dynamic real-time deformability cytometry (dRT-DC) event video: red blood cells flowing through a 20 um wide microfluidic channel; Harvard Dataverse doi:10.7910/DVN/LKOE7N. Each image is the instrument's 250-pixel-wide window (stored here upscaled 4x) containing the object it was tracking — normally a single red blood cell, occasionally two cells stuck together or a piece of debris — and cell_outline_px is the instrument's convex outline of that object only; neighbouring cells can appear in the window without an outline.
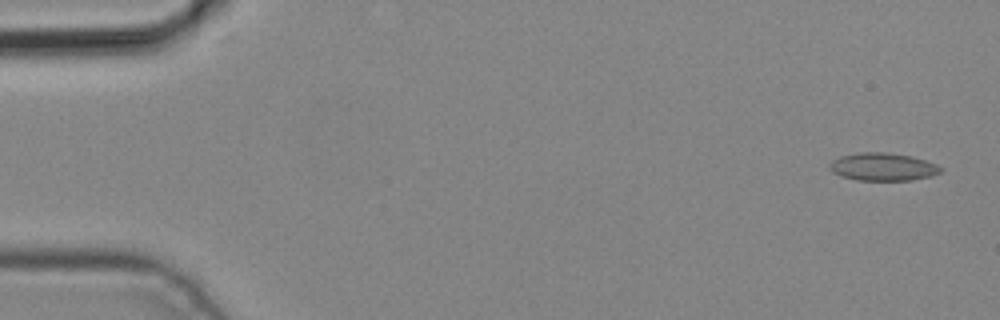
{"species": "common noctule bat (a hibernating species)", "species_latin": "Nyctalus noctula", "temperature_condition": "cold", "stored_images_in_passage": 5, "camera_frame_rate_fps": 3000, "um_per_image_px": 0.085, "animal": {"sex": "male", "body_mass_g": 19.2, "forearm_length_mm": 51.8}, "frame": {"image": 1, "passage_image": 1, "time_ms": 0.0, "image_size_px": [1000, 320], "cell_outline_px": [[944, 168], [940, 172], [932, 176], [912, 180], [856, 180], [840, 176], [832, 172], [828, 168], [828, 164], [832, 160], [840, 156], [860, 152], [884, 152], [912, 156], [936, 164]], "centroid_in_image_um": [75.02, 14.18], "position_along_channel_um": 10.0, "area_um2": 18.15}}
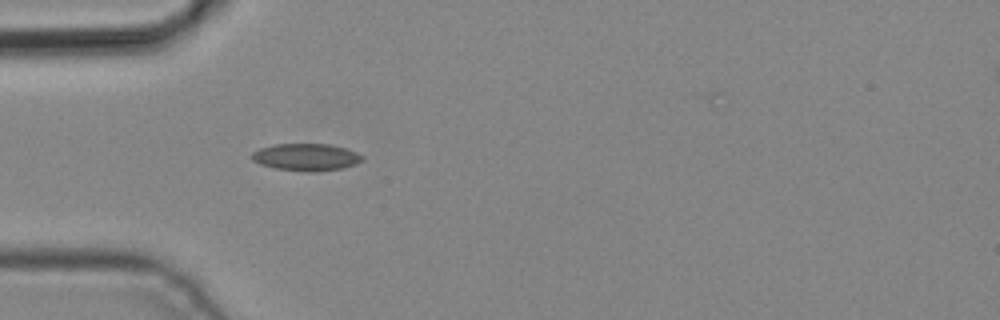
{"frame": {"image": 2, "passage_image": 4, "time_ms": 1.0, "image_size_px": [1000, 320], "cell_outline_px": [[364, 160], [356, 164], [340, 168], [276, 168], [260, 164], [252, 160], [248, 156], [252, 152], [260, 148], [272, 144], [332, 144], [356, 152], [364, 156]], "centroid_in_image_um": [25.98, 13.28], "position_along_channel_um": 59.0, "area_um2": 16.59}}